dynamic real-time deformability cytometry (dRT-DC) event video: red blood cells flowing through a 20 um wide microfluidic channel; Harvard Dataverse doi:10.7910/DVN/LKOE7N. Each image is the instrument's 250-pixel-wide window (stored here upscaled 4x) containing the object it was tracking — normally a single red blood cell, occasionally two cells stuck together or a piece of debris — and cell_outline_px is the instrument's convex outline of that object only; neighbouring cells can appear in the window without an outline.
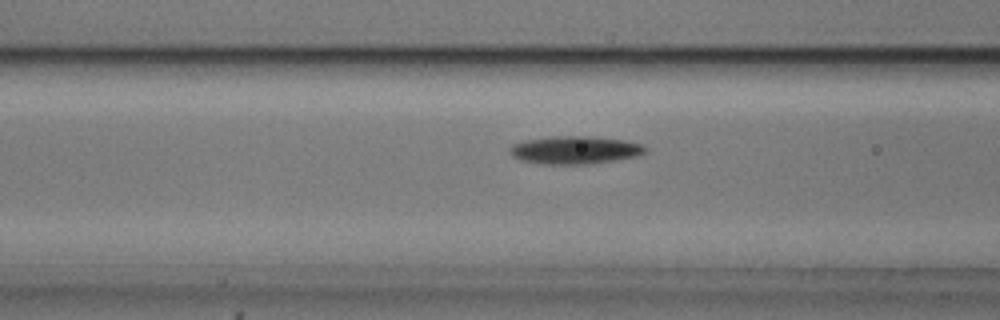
{"species": "common noctule bat (a hibernating species)", "species_latin": "Nyctalus noctula", "temperature_condition": "cold", "stored_images_in_passage": 14, "camera_frame_rate_fps": 3000, "um_per_image_px": 0.085, "animal": {"sex": "male", "body_mass_g": 20.5, "forearm_length_mm": 52.5}, "frame": {"image": 1, "passage_image": 12, "time_ms": 3.667, "image_size_px": [1000, 320], "cell_outline_px": [[648, 152], [636, 156], [588, 164], [540, 164], [520, 160], [512, 156], [508, 152], [508, 148], [512, 144], [524, 140], [548, 136], [584, 136], [624, 140], [640, 144], [648, 148]], "centroid_in_image_um": [48.8, 12.75], "position_along_channel_um": 117.8, "area_um2": 22.14}}